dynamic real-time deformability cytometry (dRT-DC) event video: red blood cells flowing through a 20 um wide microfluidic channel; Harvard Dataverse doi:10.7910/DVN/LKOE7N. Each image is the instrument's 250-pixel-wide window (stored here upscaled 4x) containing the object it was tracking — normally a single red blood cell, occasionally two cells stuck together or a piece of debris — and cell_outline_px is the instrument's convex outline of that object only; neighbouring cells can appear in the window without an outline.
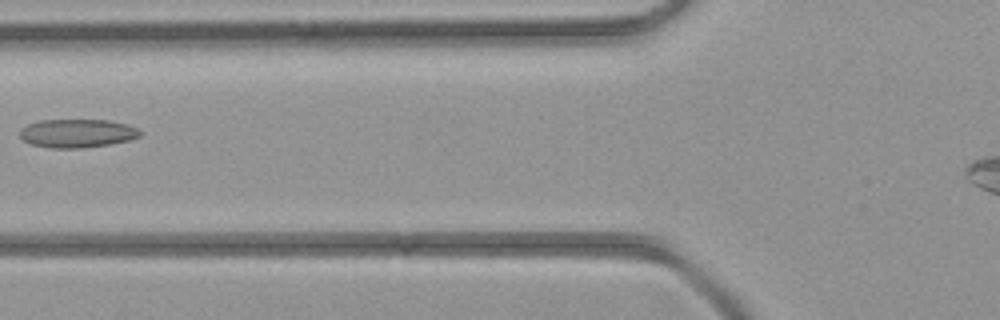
{"species": "common noctule bat (a hibernating species)", "species_latin": "Nyctalus noctula", "temperature_condition": "room temperature", "stored_images_in_passage": 4, "camera_frame_rate_fps": 3000, "um_per_image_px": 0.085, "animal": {"sex": "female", "body_mass_g": 21.9}, "frame": {"image": 1, "passage_image": 4, "time_ms": 3.667, "image_size_px": [1000, 320], "cell_outline_px": [[140, 136], [128, 140], [108, 144], [80, 148], [52, 148], [32, 144], [24, 140], [20, 136], [20, 128], [28, 124], [40, 120], [108, 120], [128, 124], [136, 128], [140, 132]], "centroid_in_image_um": [6.54, 11.32], "position_along_channel_um": 119.3, "area_um2": 19.77}}